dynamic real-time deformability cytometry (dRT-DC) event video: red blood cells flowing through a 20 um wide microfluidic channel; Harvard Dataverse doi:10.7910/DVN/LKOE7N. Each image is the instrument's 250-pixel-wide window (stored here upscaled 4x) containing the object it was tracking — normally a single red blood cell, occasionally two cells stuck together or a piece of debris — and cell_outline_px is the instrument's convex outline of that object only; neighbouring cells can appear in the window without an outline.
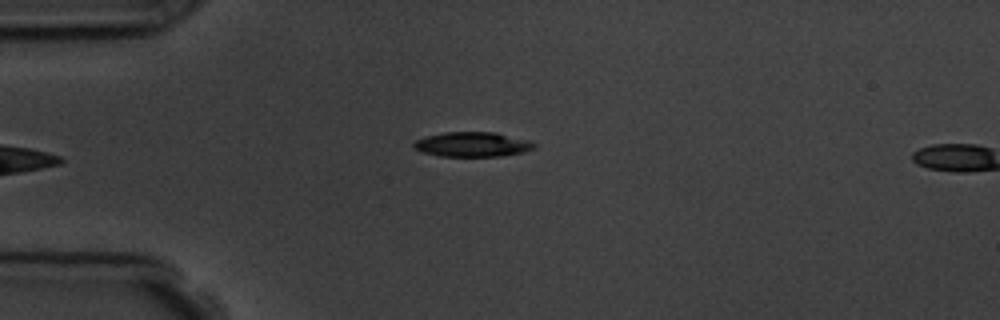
{"species": "common noctule bat (a hibernating species)", "species_latin": "Nyctalus noctula", "temperature_condition": "room temperature", "stored_images_in_passage": 5, "camera_frame_rate_fps": 3000, "um_per_image_px": 0.085, "animal": {"sex": "male", "body_mass_g": 19.5, "forearm_length_mm": 54.6}, "frame": {"image": 1, "passage_image": 5, "time_ms": 4.667, "image_size_px": [1000, 320], "cell_outline_px": [[536, 148], [520, 152], [500, 156], [440, 156], [424, 152], [416, 148], [412, 144], [416, 140], [424, 136], [444, 132], [496, 132], [528, 140], [536, 144]], "centroid_in_image_um": [40.15, 12.26], "position_along_channel_um": 44.8, "area_um2": 17.22}}